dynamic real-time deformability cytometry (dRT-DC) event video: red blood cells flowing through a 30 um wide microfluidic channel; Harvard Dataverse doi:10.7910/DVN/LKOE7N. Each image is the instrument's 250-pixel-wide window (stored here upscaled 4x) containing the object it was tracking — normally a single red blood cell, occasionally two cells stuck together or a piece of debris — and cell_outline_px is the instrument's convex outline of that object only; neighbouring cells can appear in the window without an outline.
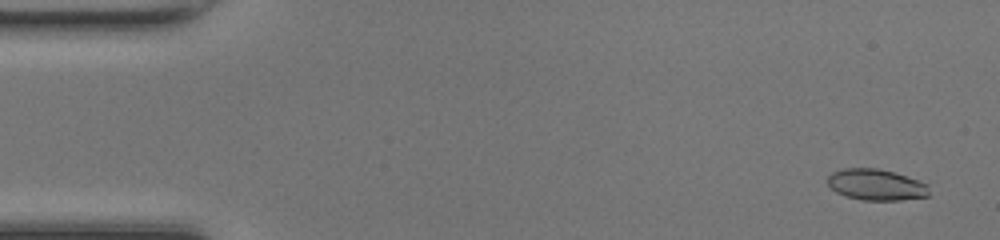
{"species": "common noctule bat (a hibernating species)", "species_latin": "Nyctalus noctula", "temperature_condition": "room temperature", "stored_images_in_passage": 50, "camera_frame_rate_fps": 3000, "um_per_image_px": 0.085, "animal": {"sex": "female", "body_mass_g": 17.0, "forearm_length_mm": 48.0}, "frame": {"image": 1, "passage_image": 3, "time_ms": 0.667, "image_size_px": [1000, 240], "cell_outline_px": [[928, 196], [900, 200], [860, 200], [844, 196], [836, 192], [828, 184], [828, 176], [832, 172], [844, 168], [876, 168], [892, 172], [928, 184]], "centroid_in_image_um": [74.43, 15.71], "position_along_channel_um": 10.6, "area_um2": 18.26}}
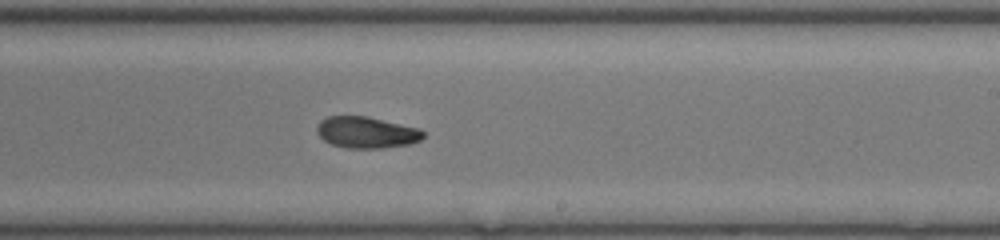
{"frame": {"image": 2, "passage_image": 30, "time_ms": 9.667, "image_size_px": [1000, 240], "cell_outline_px": [[424, 136], [420, 140], [412, 144], [384, 148], [348, 148], [332, 144], [324, 140], [316, 132], [316, 124], [320, 120], [328, 116], [368, 116], [420, 128], [424, 132]], "centroid_in_image_um": [31.16, 11.25], "position_along_channel_um": 257.8, "area_um2": 19.71}}
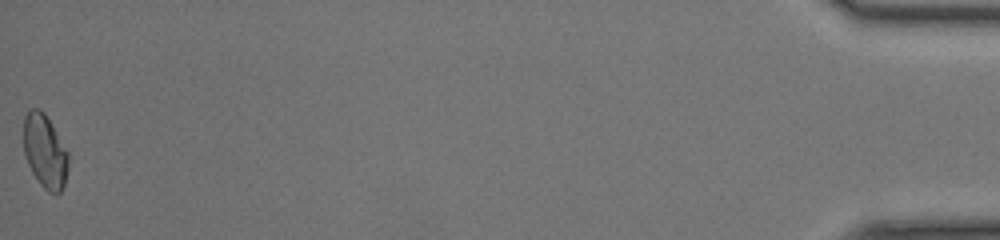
{"frame": {"image": 3, "passage_image": 50, "time_ms": 16.333, "image_size_px": [1000, 240], "cell_outline_px": [[68, 168], [64, 184], [60, 192], [56, 196], [48, 192], [40, 184], [32, 172], [28, 164], [24, 152], [24, 116], [32, 108], [40, 108], [44, 112], [68, 152]], "centroid_in_image_um": [3.82, 12.88], "position_along_channel_um": 431.4, "area_um2": 19.13}, "authors_computed_cell_mechanics": {"area_um2": 19.6809, "velocity_mm_per_s": 4.2277, "shape_relaxation_time_tau1_ms": 10.0164, "shape_relaxation_time_tau2_ms": 3.5288, "deformation_change_tau1": 0.2374, "deformation_change_tau2": 0.071}}